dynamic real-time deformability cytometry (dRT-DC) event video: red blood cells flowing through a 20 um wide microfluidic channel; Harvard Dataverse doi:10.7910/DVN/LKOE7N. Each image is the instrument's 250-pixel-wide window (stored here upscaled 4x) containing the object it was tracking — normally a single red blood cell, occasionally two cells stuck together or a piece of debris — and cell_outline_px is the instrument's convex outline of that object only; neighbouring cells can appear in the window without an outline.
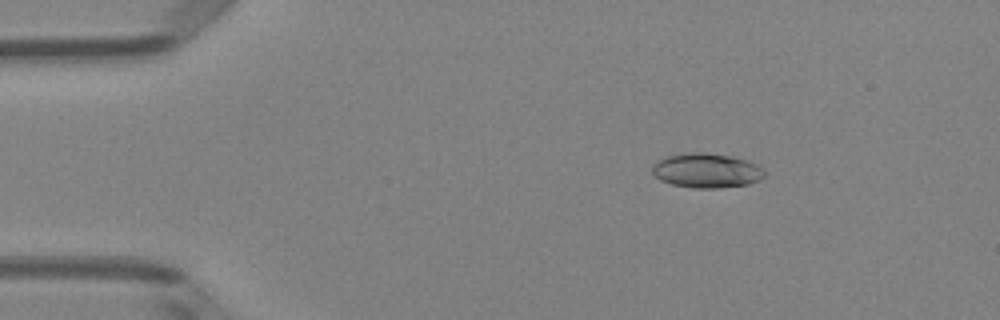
{"species": "Egyptian fruit bat (a non-hibernating species)", "species_latin": "Rousettus aegyptiacus", "temperature_condition": "room temperature", "stored_images_in_passage": 4, "camera_frame_rate_fps": 3000, "um_per_image_px": 0.085, "animal": {"sex": "female"}, "frame": {"image": 1, "passage_image": 2, "time_ms": 0.333, "image_size_px": [1000, 320], "cell_outline_px": [[764, 176], [760, 180], [748, 184], [716, 188], [692, 188], [672, 184], [660, 180], [652, 172], [652, 164], [656, 160], [668, 156], [692, 152], [700, 152], [732, 156], [748, 160], [756, 164], [764, 172]], "centroid_in_image_um": [60.04, 14.5], "position_along_channel_um": 25.0, "area_um2": 22.54}}
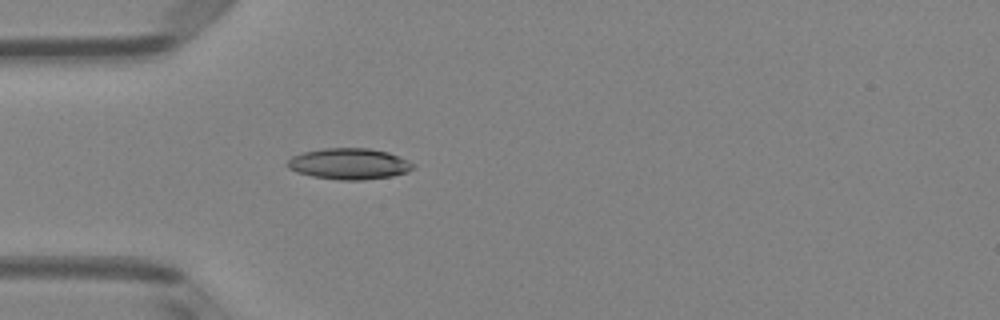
{"frame": {"image": 2, "passage_image": 4, "time_ms": 1.0, "image_size_px": [1000, 320], "cell_outline_px": [[416, 168], [408, 172], [392, 176], [364, 180], [340, 180], [312, 176], [296, 172], [288, 168], [284, 164], [292, 156], [304, 152], [324, 148], [368, 148], [388, 152], [400, 156], [416, 164]], "centroid_in_image_um": [29.7, 13.93], "position_along_channel_um": 55.3, "area_um2": 23.06}}